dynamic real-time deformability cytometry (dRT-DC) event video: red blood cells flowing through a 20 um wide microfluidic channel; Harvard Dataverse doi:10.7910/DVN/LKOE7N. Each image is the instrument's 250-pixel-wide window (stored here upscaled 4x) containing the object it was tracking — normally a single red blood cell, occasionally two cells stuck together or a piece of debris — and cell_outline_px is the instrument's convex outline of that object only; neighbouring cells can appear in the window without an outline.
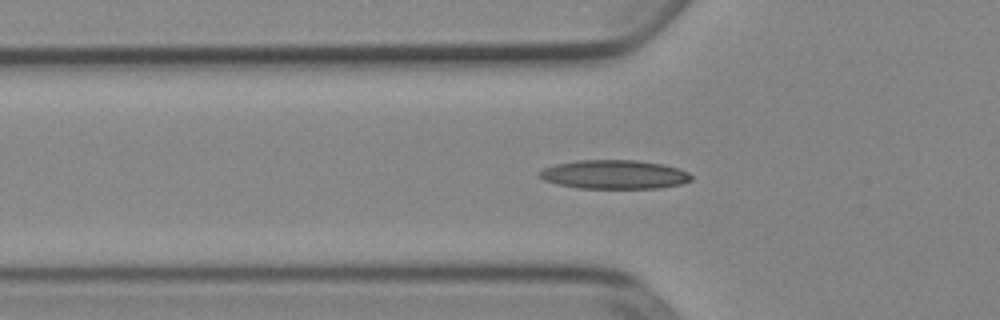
{"species": "Egyptian fruit bat (a non-hibernating species)", "species_latin": "Rousettus aegyptiacus", "temperature_condition": "cold", "stored_images_in_passage": 48, "camera_frame_rate_fps": 3000, "um_per_image_px": 0.085, "animal": {"sex": "female"}, "frame": {"image": 1, "passage_image": 18, "time_ms": 5.667, "image_size_px": [1000, 320], "cell_outline_px": [[692, 180], [680, 184], [660, 188], [580, 188], [556, 184], [544, 180], [536, 176], [536, 172], [544, 168], [556, 164], [576, 160], [636, 160], [664, 164], [688, 172], [692, 176]], "centroid_in_image_um": [52.17, 14.83], "position_along_channel_um": 73.6, "area_um2": 25.72}}
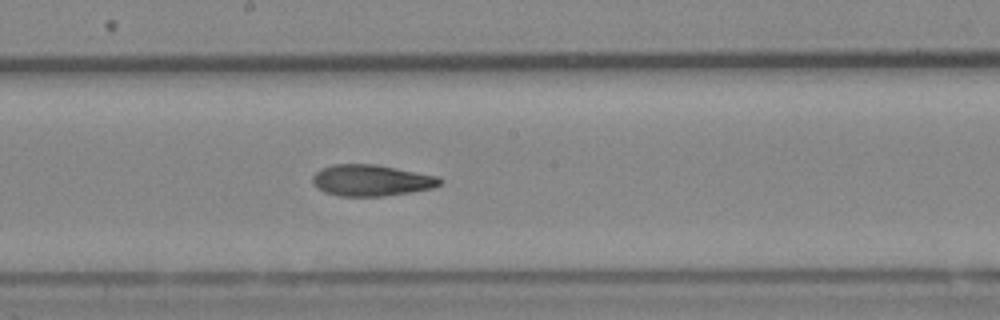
{"frame": {"image": 2, "passage_image": 29, "time_ms": 9.333, "image_size_px": [1000, 320], "cell_outline_px": [[444, 180], [440, 184], [432, 188], [412, 192], [384, 196], [340, 196], [324, 192], [312, 184], [312, 176], [320, 168], [332, 164], [376, 164], [440, 176]], "centroid_in_image_um": [31.57, 15.32], "position_along_channel_um": 216.6, "area_um2": 23.52}}
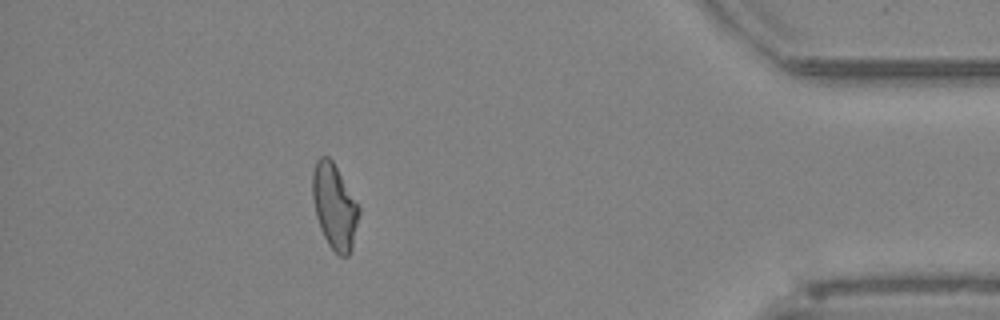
{"frame": {"image": 3, "passage_image": 47, "time_ms": 15.333, "image_size_px": [1000, 320], "cell_outline_px": [[360, 212], [352, 248], [348, 256], [340, 256], [328, 244], [320, 228], [316, 216], [312, 200], [312, 172], [316, 160], [320, 156], [328, 156], [332, 160], [360, 204]], "centroid_in_image_um": [28.44, 17.51], "position_along_channel_um": 406.8, "area_um2": 23.35}}